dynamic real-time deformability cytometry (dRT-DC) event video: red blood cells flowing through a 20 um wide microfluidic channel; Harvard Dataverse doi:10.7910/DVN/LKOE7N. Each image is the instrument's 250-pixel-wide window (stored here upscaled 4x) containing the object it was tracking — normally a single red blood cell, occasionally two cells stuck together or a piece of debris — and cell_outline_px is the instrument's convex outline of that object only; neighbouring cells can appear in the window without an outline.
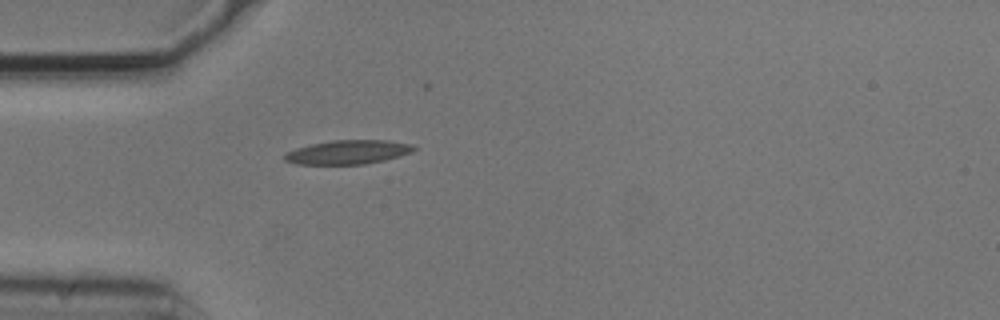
{"species": "common noctule bat (a hibernating species)", "species_latin": "Nyctalus noctula", "temperature_condition": "cold", "stored_images_in_passage": 31, "camera_frame_rate_fps": 3000, "um_per_image_px": 0.085, "animal": {"sex": "male", "body_mass_g": 20.5, "forearm_length_mm": 52.5}, "frame": {"image": 1, "passage_image": 1, "time_ms": 0.0, "image_size_px": [1000, 320], "cell_outline_px": [[416, 148], [412, 152], [384, 160], [364, 164], [296, 164], [284, 160], [284, 152], [296, 148], [312, 144], [332, 140], [388, 140], [412, 144]], "centroid_in_image_um": [29.56, 12.93], "position_along_channel_um": 55.4, "area_um2": 18.03}}
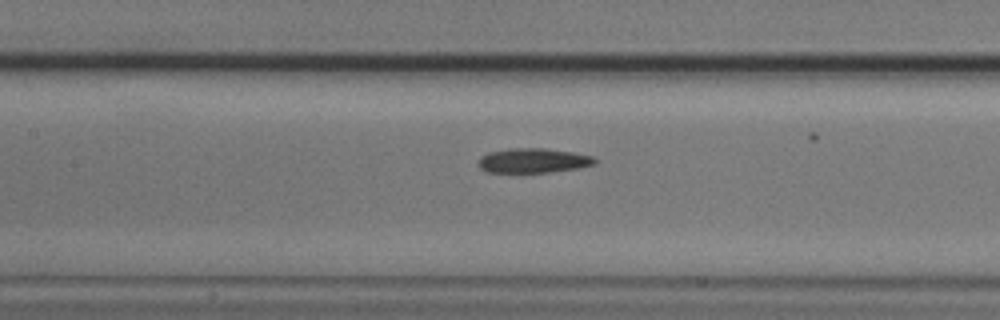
{"frame": {"image": 2, "passage_image": 10, "time_ms": 3.0, "image_size_px": [1000, 320], "cell_outline_px": [[596, 164], [576, 168], [548, 172], [488, 172], [480, 168], [476, 164], [480, 156], [488, 152], [512, 148], [544, 148], [572, 152], [592, 156], [596, 160]], "centroid_in_image_um": [45.27, 13.64], "position_along_channel_um": 162.1, "area_um2": 16.65}}
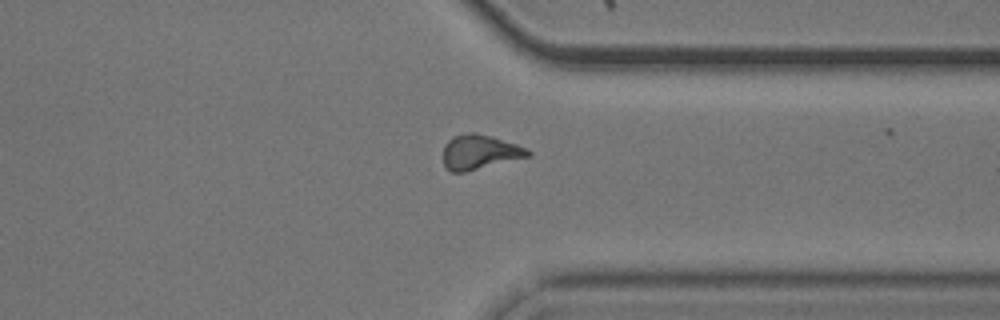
{"frame": {"image": 3, "passage_image": 27, "time_ms": 8.667, "image_size_px": [1000, 320], "cell_outline_px": [[532, 156], [464, 172], [452, 172], [444, 164], [444, 144], [452, 136], [468, 132], [476, 132], [492, 136], [528, 148], [532, 152]], "centroid_in_image_um": [40.81, 12.91], "position_along_channel_um": 370.6, "area_um2": 17.22}, "authors_computed_cell_mechanics": {"area_um2": 16.762, "velocity_mm_per_s": 3.7082, "shape_relaxation_time_tau1_ms": 6.2925, "shape_relaxation_time_tau2_ms": null, "deformation_change_tau1": 0.1834, "deformation_change_tau2": null}}